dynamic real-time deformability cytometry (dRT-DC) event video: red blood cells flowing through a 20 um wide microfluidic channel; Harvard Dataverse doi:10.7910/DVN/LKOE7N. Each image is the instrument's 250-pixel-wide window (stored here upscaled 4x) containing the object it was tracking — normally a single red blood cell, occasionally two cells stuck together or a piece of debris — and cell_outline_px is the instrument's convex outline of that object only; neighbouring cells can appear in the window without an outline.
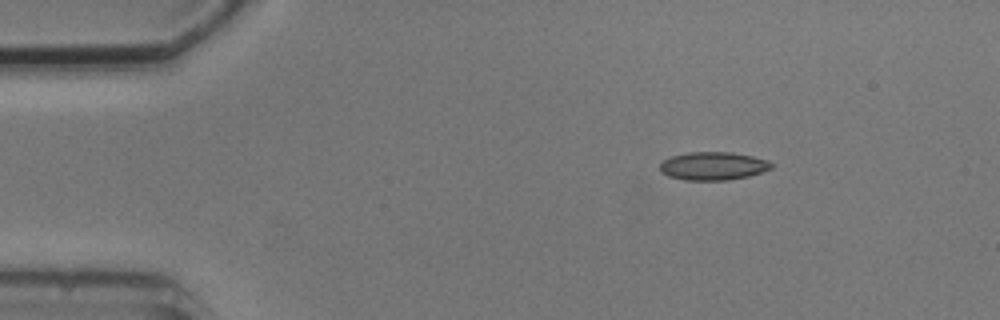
{"species": "common noctule bat (a hibernating species)", "species_latin": "Nyctalus noctula", "temperature_condition": "cold", "stored_images_in_passage": 4, "camera_frame_rate_fps": 3000, "um_per_image_px": 0.085, "animal": {"sex": "male", "body_mass_g": 20.5, "forearm_length_mm": 52.5}, "frame": {"image": 1, "passage_image": 1, "time_ms": 0.0, "image_size_px": [1000, 320], "cell_outline_px": [[772, 168], [748, 176], [728, 180], [684, 180], [668, 176], [660, 172], [660, 164], [664, 160], [672, 156], [688, 152], [732, 152], [752, 156], [768, 160], [772, 164]], "centroid_in_image_um": [60.59, 14.11], "position_along_channel_um": 24.4, "area_um2": 18.26}}